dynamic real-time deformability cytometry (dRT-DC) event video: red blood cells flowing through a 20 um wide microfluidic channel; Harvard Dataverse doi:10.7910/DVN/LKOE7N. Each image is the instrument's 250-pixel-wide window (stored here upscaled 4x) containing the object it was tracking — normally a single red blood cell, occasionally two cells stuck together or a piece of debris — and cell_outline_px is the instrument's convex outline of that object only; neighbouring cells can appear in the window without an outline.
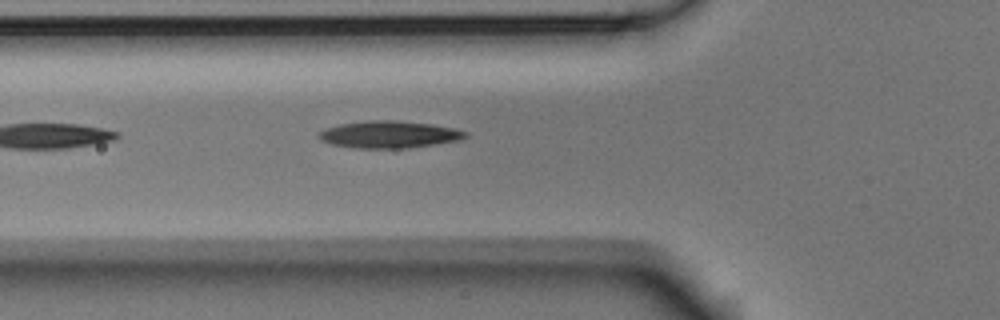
{"species": "Egyptian fruit bat (a non-hibernating species)", "species_latin": "Rousettus aegyptiacus", "temperature_condition": "room temperature", "stored_images_in_passage": 3, "camera_frame_rate_fps": 3000, "um_per_image_px": 0.085, "animal": {"sex": "male"}, "frame": {"image": 1, "passage_image": 3, "time_ms": 0.667, "image_size_px": [1000, 320], "cell_outline_px": [[468, 136], [460, 140], [408, 148], [352, 148], [332, 144], [320, 140], [316, 136], [316, 132], [324, 128], [340, 124], [368, 120], [392, 120], [432, 124], [452, 128], [468, 132]], "centroid_in_image_um": [33.01, 11.43], "position_along_channel_um": 92.8, "area_um2": 23.29}}